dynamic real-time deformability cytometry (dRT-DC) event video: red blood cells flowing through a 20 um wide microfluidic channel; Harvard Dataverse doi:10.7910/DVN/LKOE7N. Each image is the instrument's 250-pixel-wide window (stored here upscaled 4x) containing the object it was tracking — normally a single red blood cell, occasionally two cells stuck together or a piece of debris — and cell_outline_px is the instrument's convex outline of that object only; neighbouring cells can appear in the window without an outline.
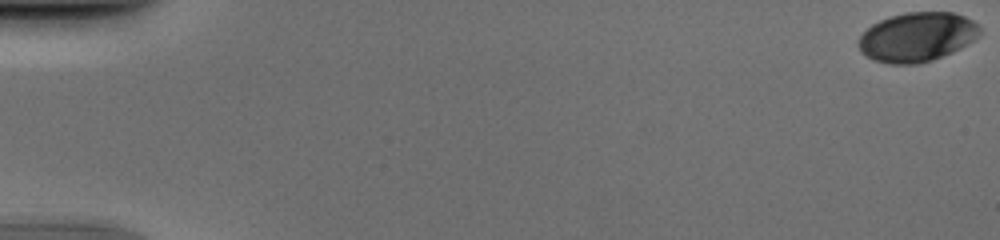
{"species": "human", "species_latin": "Homo sapiens", "temperature_condition": "cold", "stored_images_in_passage": 53, "camera_frame_rate_fps": 3000, "um_per_image_px": 0.085, "donor": {"sex": "male"}, "frame": {"image": 1, "passage_image": 1, "time_ms": 0.0, "image_size_px": [1000, 240], "cell_outline_px": [[980, 36], [968, 44], [952, 52], [932, 60], [920, 64], [888, 64], [872, 60], [860, 52], [856, 44], [860, 36], [872, 24], [880, 20], [904, 12], [952, 12], [964, 16], [972, 20], [980, 28]], "centroid_in_image_um": [77.93, 3.16], "position_along_channel_um": 7.1, "area_um2": 35.08}}
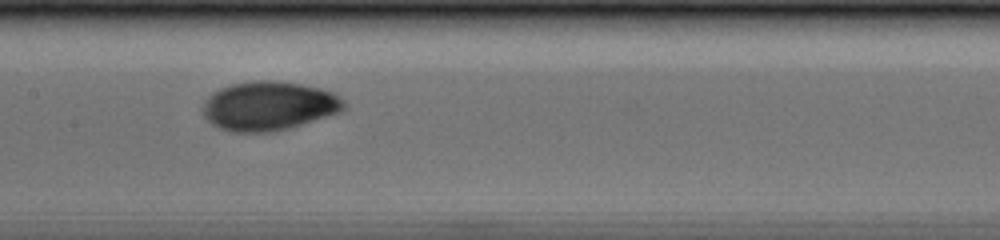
{"frame": {"image": 2, "passage_image": 28, "time_ms": 9.0, "image_size_px": [1000, 240], "cell_outline_px": [[344, 108], [340, 112], [288, 128], [268, 132], [232, 132], [220, 128], [212, 124], [204, 116], [204, 100], [212, 92], [220, 88], [232, 84], [252, 80], [272, 80], [300, 84], [320, 88], [332, 92], [344, 104]], "centroid_in_image_um": [22.8, 8.99], "position_along_channel_um": 184.6, "area_um2": 39.94}}
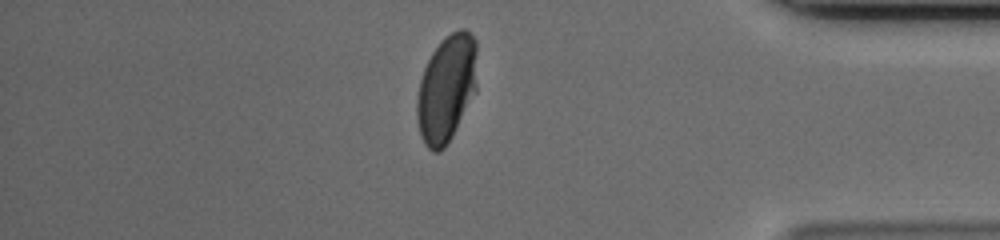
{"frame": {"image": 3, "passage_image": 46, "time_ms": 15.0, "image_size_px": [1000, 240], "cell_outline_px": [[476, 92], [448, 144], [440, 152], [432, 152], [424, 144], [420, 136], [416, 116], [416, 100], [420, 80], [424, 68], [432, 52], [440, 40], [444, 36], [460, 28], [464, 28], [476, 40]], "centroid_in_image_um": [37.94, 7.54], "position_along_channel_um": 397.3, "area_um2": 38.03}}